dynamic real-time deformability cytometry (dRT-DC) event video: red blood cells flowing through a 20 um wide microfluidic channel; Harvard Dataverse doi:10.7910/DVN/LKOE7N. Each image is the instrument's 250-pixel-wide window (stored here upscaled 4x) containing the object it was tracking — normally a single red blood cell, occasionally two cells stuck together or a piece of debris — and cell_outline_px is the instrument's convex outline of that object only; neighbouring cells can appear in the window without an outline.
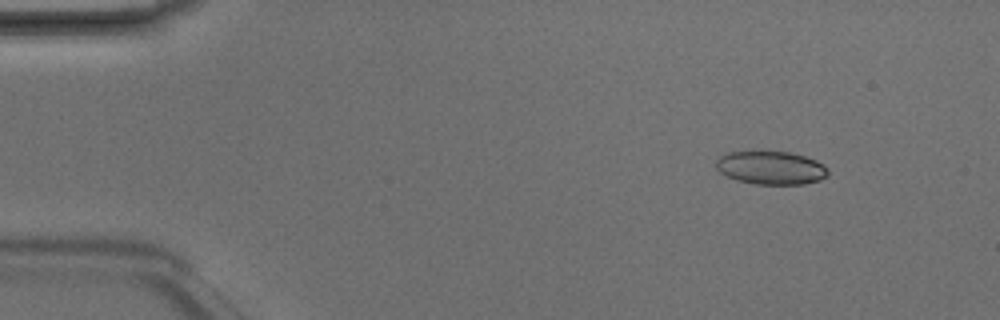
{"species": "Egyptian fruit bat (a non-hibernating species)", "species_latin": "Rousettus aegyptiacus", "temperature_condition": "room temperature", "stored_images_in_passage": 3, "camera_frame_rate_fps": 3000, "um_per_image_px": 0.085, "animal": {"sex": "male"}, "frame": {"image": 1, "passage_image": 1, "time_ms": 0.0, "image_size_px": [1000, 320], "cell_outline_px": [[828, 176], [820, 180], [804, 184], [756, 184], [736, 180], [720, 172], [716, 168], [716, 160], [724, 152], [768, 148], [788, 152], [804, 156], [816, 160], [824, 164], [828, 168]], "centroid_in_image_um": [65.51, 14.21], "position_along_channel_um": 19.5, "area_um2": 22.66}}